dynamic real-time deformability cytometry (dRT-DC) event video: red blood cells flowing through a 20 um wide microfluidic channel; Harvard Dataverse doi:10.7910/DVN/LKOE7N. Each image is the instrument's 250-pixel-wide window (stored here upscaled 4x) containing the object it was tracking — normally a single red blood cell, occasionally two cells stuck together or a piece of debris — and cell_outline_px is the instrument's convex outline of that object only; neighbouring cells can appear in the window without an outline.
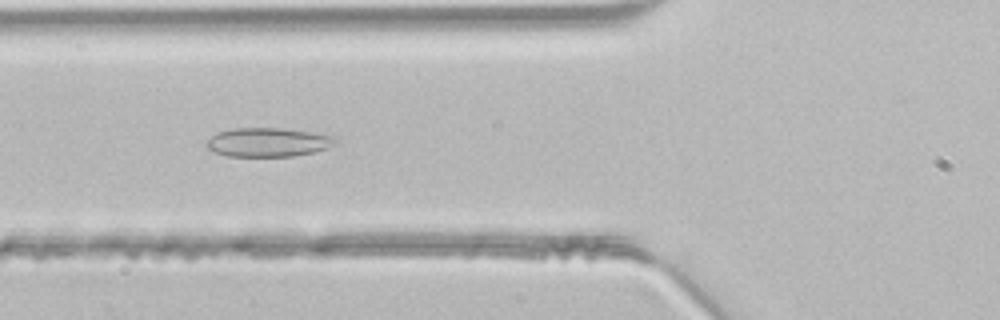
{"species": "common noctule bat (a hibernating species)", "species_latin": "Nyctalus noctula", "temperature_condition": "room temperature", "stored_images_in_passage": 32, "camera_frame_rate_fps": 3000, "um_per_image_px": 0.085, "animal": {"sex": "male", "body_mass_g": 21.5, "forearm_length_mm": 52.0}, "frame": {"image": 1, "passage_image": 4, "time_ms": 1.0, "image_size_px": [1000, 320], "cell_outline_px": [[336, 144], [328, 148], [312, 152], [292, 156], [228, 156], [216, 152], [208, 148], [204, 144], [216, 132], [232, 128], [284, 128], [312, 132], [332, 136], [336, 140]], "centroid_in_image_um": [22.76, 12.08], "position_along_channel_um": 103.0, "area_um2": 21.68}}
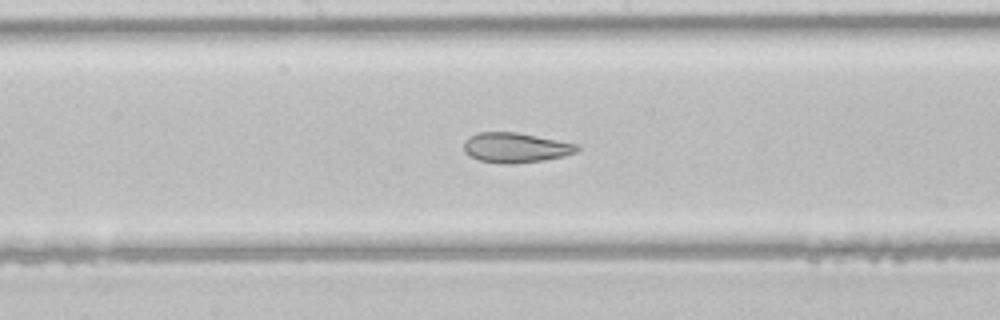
{"frame": {"image": 2, "passage_image": 11, "time_ms": 3.333, "image_size_px": [1000, 320], "cell_outline_px": [[580, 148], [576, 152], [564, 156], [544, 160], [512, 164], [480, 160], [464, 152], [464, 140], [476, 132], [516, 132], [580, 144]], "centroid_in_image_um": [43.85, 12.53], "position_along_channel_um": 204.3, "area_um2": 19.71}}
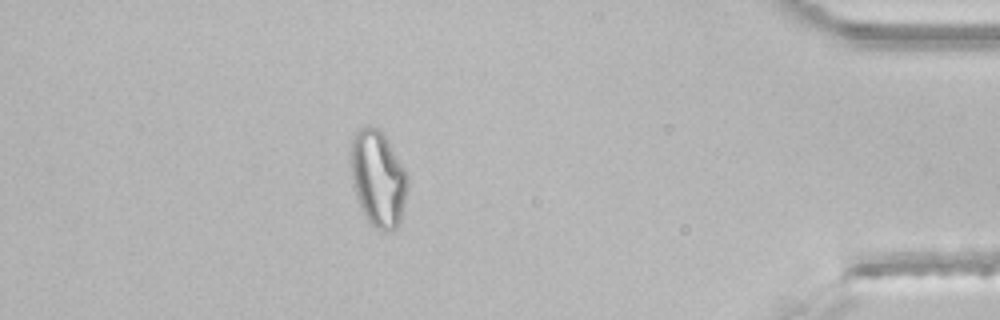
{"frame": {"image": 3, "passage_image": 28, "time_ms": 9.0, "image_size_px": [1000, 320], "cell_outline_px": [[408, 188], [400, 220], [396, 228], [392, 232], [380, 232], [368, 220], [356, 196], [352, 184], [348, 152], [348, 148], [352, 132], [356, 128], [376, 128], [384, 136], [404, 168], [408, 176]], "centroid_in_image_um": [32.08, 15.16], "position_along_channel_um": 403.1, "area_um2": 32.14}}